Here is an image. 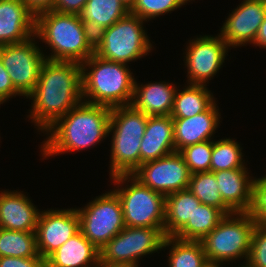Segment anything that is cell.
<instances>
[{"label": "cell", "instance_id": "obj_37", "mask_svg": "<svg viewBox=\"0 0 266 267\" xmlns=\"http://www.w3.org/2000/svg\"><path fill=\"white\" fill-rule=\"evenodd\" d=\"M87 0H56L53 11L80 15Z\"/></svg>", "mask_w": 266, "mask_h": 267}, {"label": "cell", "instance_id": "obj_18", "mask_svg": "<svg viewBox=\"0 0 266 267\" xmlns=\"http://www.w3.org/2000/svg\"><path fill=\"white\" fill-rule=\"evenodd\" d=\"M40 210L21 191L0 193V228L36 232Z\"/></svg>", "mask_w": 266, "mask_h": 267}, {"label": "cell", "instance_id": "obj_7", "mask_svg": "<svg viewBox=\"0 0 266 267\" xmlns=\"http://www.w3.org/2000/svg\"><path fill=\"white\" fill-rule=\"evenodd\" d=\"M144 20L130 12L95 36V54L109 61L127 63L146 56L152 44Z\"/></svg>", "mask_w": 266, "mask_h": 267}, {"label": "cell", "instance_id": "obj_30", "mask_svg": "<svg viewBox=\"0 0 266 267\" xmlns=\"http://www.w3.org/2000/svg\"><path fill=\"white\" fill-rule=\"evenodd\" d=\"M233 139L224 138L213 141L211 172L230 169H247L243 160L242 148Z\"/></svg>", "mask_w": 266, "mask_h": 267}, {"label": "cell", "instance_id": "obj_32", "mask_svg": "<svg viewBox=\"0 0 266 267\" xmlns=\"http://www.w3.org/2000/svg\"><path fill=\"white\" fill-rule=\"evenodd\" d=\"M187 1L190 2V0H136L130 13L137 15L145 22L159 17V15L171 13V11L185 5Z\"/></svg>", "mask_w": 266, "mask_h": 267}, {"label": "cell", "instance_id": "obj_11", "mask_svg": "<svg viewBox=\"0 0 266 267\" xmlns=\"http://www.w3.org/2000/svg\"><path fill=\"white\" fill-rule=\"evenodd\" d=\"M34 38L0 46V58L7 69L14 88L27 97L38 82L41 67L46 61L44 52L36 45Z\"/></svg>", "mask_w": 266, "mask_h": 267}, {"label": "cell", "instance_id": "obj_35", "mask_svg": "<svg viewBox=\"0 0 266 267\" xmlns=\"http://www.w3.org/2000/svg\"><path fill=\"white\" fill-rule=\"evenodd\" d=\"M22 96L15 88L0 58V105L13 96Z\"/></svg>", "mask_w": 266, "mask_h": 267}, {"label": "cell", "instance_id": "obj_33", "mask_svg": "<svg viewBox=\"0 0 266 267\" xmlns=\"http://www.w3.org/2000/svg\"><path fill=\"white\" fill-rule=\"evenodd\" d=\"M247 213L257 224L266 226V175L255 178L252 184L251 204Z\"/></svg>", "mask_w": 266, "mask_h": 267}, {"label": "cell", "instance_id": "obj_23", "mask_svg": "<svg viewBox=\"0 0 266 267\" xmlns=\"http://www.w3.org/2000/svg\"><path fill=\"white\" fill-rule=\"evenodd\" d=\"M129 12L130 9L121 0H87L80 17L89 31L96 36Z\"/></svg>", "mask_w": 266, "mask_h": 267}, {"label": "cell", "instance_id": "obj_17", "mask_svg": "<svg viewBox=\"0 0 266 267\" xmlns=\"http://www.w3.org/2000/svg\"><path fill=\"white\" fill-rule=\"evenodd\" d=\"M219 108L214 102L206 111L188 118H173L175 151L211 140L220 124Z\"/></svg>", "mask_w": 266, "mask_h": 267}, {"label": "cell", "instance_id": "obj_27", "mask_svg": "<svg viewBox=\"0 0 266 267\" xmlns=\"http://www.w3.org/2000/svg\"><path fill=\"white\" fill-rule=\"evenodd\" d=\"M171 246L169 267H210L200 241L181 240L174 236L165 239L163 248Z\"/></svg>", "mask_w": 266, "mask_h": 267}, {"label": "cell", "instance_id": "obj_8", "mask_svg": "<svg viewBox=\"0 0 266 267\" xmlns=\"http://www.w3.org/2000/svg\"><path fill=\"white\" fill-rule=\"evenodd\" d=\"M110 179L114 181V185H118L113 191L121 202L126 227L164 228L165 196L163 194L143 185L132 174L116 175ZM128 182L130 185H127ZM124 183L125 188L122 187Z\"/></svg>", "mask_w": 266, "mask_h": 267}, {"label": "cell", "instance_id": "obj_40", "mask_svg": "<svg viewBox=\"0 0 266 267\" xmlns=\"http://www.w3.org/2000/svg\"><path fill=\"white\" fill-rule=\"evenodd\" d=\"M94 267H132L125 264L108 263L99 258L97 264Z\"/></svg>", "mask_w": 266, "mask_h": 267}, {"label": "cell", "instance_id": "obj_16", "mask_svg": "<svg viewBox=\"0 0 266 267\" xmlns=\"http://www.w3.org/2000/svg\"><path fill=\"white\" fill-rule=\"evenodd\" d=\"M35 23L36 16L21 0H0V46L34 37Z\"/></svg>", "mask_w": 266, "mask_h": 267}, {"label": "cell", "instance_id": "obj_29", "mask_svg": "<svg viewBox=\"0 0 266 267\" xmlns=\"http://www.w3.org/2000/svg\"><path fill=\"white\" fill-rule=\"evenodd\" d=\"M214 172L191 174L188 190L202 203L220 209L225 215L235 213L222 199Z\"/></svg>", "mask_w": 266, "mask_h": 267}, {"label": "cell", "instance_id": "obj_5", "mask_svg": "<svg viewBox=\"0 0 266 267\" xmlns=\"http://www.w3.org/2000/svg\"><path fill=\"white\" fill-rule=\"evenodd\" d=\"M147 122L148 115L132 105L111 108V177L132 174L140 166V143Z\"/></svg>", "mask_w": 266, "mask_h": 267}, {"label": "cell", "instance_id": "obj_13", "mask_svg": "<svg viewBox=\"0 0 266 267\" xmlns=\"http://www.w3.org/2000/svg\"><path fill=\"white\" fill-rule=\"evenodd\" d=\"M186 49L187 84L207 85L222 68L230 48L220 35H205L189 40Z\"/></svg>", "mask_w": 266, "mask_h": 267}, {"label": "cell", "instance_id": "obj_19", "mask_svg": "<svg viewBox=\"0 0 266 267\" xmlns=\"http://www.w3.org/2000/svg\"><path fill=\"white\" fill-rule=\"evenodd\" d=\"M173 130L174 122L170 115L148 116L140 143V165L176 152Z\"/></svg>", "mask_w": 266, "mask_h": 267}, {"label": "cell", "instance_id": "obj_1", "mask_svg": "<svg viewBox=\"0 0 266 267\" xmlns=\"http://www.w3.org/2000/svg\"><path fill=\"white\" fill-rule=\"evenodd\" d=\"M26 98L33 100L28 117L44 132L83 102L81 63L46 59L34 90Z\"/></svg>", "mask_w": 266, "mask_h": 267}, {"label": "cell", "instance_id": "obj_38", "mask_svg": "<svg viewBox=\"0 0 266 267\" xmlns=\"http://www.w3.org/2000/svg\"><path fill=\"white\" fill-rule=\"evenodd\" d=\"M33 13L38 15L41 12L52 10L56 0H21Z\"/></svg>", "mask_w": 266, "mask_h": 267}, {"label": "cell", "instance_id": "obj_20", "mask_svg": "<svg viewBox=\"0 0 266 267\" xmlns=\"http://www.w3.org/2000/svg\"><path fill=\"white\" fill-rule=\"evenodd\" d=\"M176 90L169 82L139 85L135 80L131 105L148 116H167L171 114Z\"/></svg>", "mask_w": 266, "mask_h": 267}, {"label": "cell", "instance_id": "obj_21", "mask_svg": "<svg viewBox=\"0 0 266 267\" xmlns=\"http://www.w3.org/2000/svg\"><path fill=\"white\" fill-rule=\"evenodd\" d=\"M247 171L248 169H230L214 172L223 201L235 213L247 212L250 208L255 178L249 177Z\"/></svg>", "mask_w": 266, "mask_h": 267}, {"label": "cell", "instance_id": "obj_6", "mask_svg": "<svg viewBox=\"0 0 266 267\" xmlns=\"http://www.w3.org/2000/svg\"><path fill=\"white\" fill-rule=\"evenodd\" d=\"M236 216V217H235ZM256 221L247 212L226 215L200 242L210 266L249 256L252 234Z\"/></svg>", "mask_w": 266, "mask_h": 267}, {"label": "cell", "instance_id": "obj_10", "mask_svg": "<svg viewBox=\"0 0 266 267\" xmlns=\"http://www.w3.org/2000/svg\"><path fill=\"white\" fill-rule=\"evenodd\" d=\"M164 228L125 227L100 250V259L108 263L138 267L141 257L163 249Z\"/></svg>", "mask_w": 266, "mask_h": 267}, {"label": "cell", "instance_id": "obj_26", "mask_svg": "<svg viewBox=\"0 0 266 267\" xmlns=\"http://www.w3.org/2000/svg\"><path fill=\"white\" fill-rule=\"evenodd\" d=\"M225 216L220 209L201 203L174 237L181 240L201 241Z\"/></svg>", "mask_w": 266, "mask_h": 267}, {"label": "cell", "instance_id": "obj_22", "mask_svg": "<svg viewBox=\"0 0 266 267\" xmlns=\"http://www.w3.org/2000/svg\"><path fill=\"white\" fill-rule=\"evenodd\" d=\"M100 251L81 231L71 237L46 260V267H94Z\"/></svg>", "mask_w": 266, "mask_h": 267}, {"label": "cell", "instance_id": "obj_2", "mask_svg": "<svg viewBox=\"0 0 266 267\" xmlns=\"http://www.w3.org/2000/svg\"><path fill=\"white\" fill-rule=\"evenodd\" d=\"M111 108L81 102L45 130L42 157L85 150L109 136Z\"/></svg>", "mask_w": 266, "mask_h": 267}, {"label": "cell", "instance_id": "obj_12", "mask_svg": "<svg viewBox=\"0 0 266 267\" xmlns=\"http://www.w3.org/2000/svg\"><path fill=\"white\" fill-rule=\"evenodd\" d=\"M132 175L143 185L164 196L188 188L191 172L179 152L147 161Z\"/></svg>", "mask_w": 266, "mask_h": 267}, {"label": "cell", "instance_id": "obj_24", "mask_svg": "<svg viewBox=\"0 0 266 267\" xmlns=\"http://www.w3.org/2000/svg\"><path fill=\"white\" fill-rule=\"evenodd\" d=\"M201 202L187 189L165 196L166 236H174L192 217Z\"/></svg>", "mask_w": 266, "mask_h": 267}, {"label": "cell", "instance_id": "obj_42", "mask_svg": "<svg viewBox=\"0 0 266 267\" xmlns=\"http://www.w3.org/2000/svg\"><path fill=\"white\" fill-rule=\"evenodd\" d=\"M241 267H250V266L247 263H245L244 265H241Z\"/></svg>", "mask_w": 266, "mask_h": 267}, {"label": "cell", "instance_id": "obj_15", "mask_svg": "<svg viewBox=\"0 0 266 267\" xmlns=\"http://www.w3.org/2000/svg\"><path fill=\"white\" fill-rule=\"evenodd\" d=\"M223 23L220 36L231 47L254 44L261 23L266 16L264 0H243Z\"/></svg>", "mask_w": 266, "mask_h": 267}, {"label": "cell", "instance_id": "obj_28", "mask_svg": "<svg viewBox=\"0 0 266 267\" xmlns=\"http://www.w3.org/2000/svg\"><path fill=\"white\" fill-rule=\"evenodd\" d=\"M0 257H41L37 251L36 232L0 228Z\"/></svg>", "mask_w": 266, "mask_h": 267}, {"label": "cell", "instance_id": "obj_36", "mask_svg": "<svg viewBox=\"0 0 266 267\" xmlns=\"http://www.w3.org/2000/svg\"><path fill=\"white\" fill-rule=\"evenodd\" d=\"M0 267H46L41 257H0Z\"/></svg>", "mask_w": 266, "mask_h": 267}, {"label": "cell", "instance_id": "obj_34", "mask_svg": "<svg viewBox=\"0 0 266 267\" xmlns=\"http://www.w3.org/2000/svg\"><path fill=\"white\" fill-rule=\"evenodd\" d=\"M250 267H266V226L256 224L246 262Z\"/></svg>", "mask_w": 266, "mask_h": 267}, {"label": "cell", "instance_id": "obj_31", "mask_svg": "<svg viewBox=\"0 0 266 267\" xmlns=\"http://www.w3.org/2000/svg\"><path fill=\"white\" fill-rule=\"evenodd\" d=\"M213 140L187 146L179 153L183 156L191 174L211 171Z\"/></svg>", "mask_w": 266, "mask_h": 267}, {"label": "cell", "instance_id": "obj_4", "mask_svg": "<svg viewBox=\"0 0 266 267\" xmlns=\"http://www.w3.org/2000/svg\"><path fill=\"white\" fill-rule=\"evenodd\" d=\"M81 68L83 102L110 108L131 105L135 78L129 66L94 53L81 63Z\"/></svg>", "mask_w": 266, "mask_h": 267}, {"label": "cell", "instance_id": "obj_3", "mask_svg": "<svg viewBox=\"0 0 266 267\" xmlns=\"http://www.w3.org/2000/svg\"><path fill=\"white\" fill-rule=\"evenodd\" d=\"M35 37L51 49V61L82 63L95 53V36L80 15L48 10L36 15Z\"/></svg>", "mask_w": 266, "mask_h": 267}, {"label": "cell", "instance_id": "obj_41", "mask_svg": "<svg viewBox=\"0 0 266 267\" xmlns=\"http://www.w3.org/2000/svg\"><path fill=\"white\" fill-rule=\"evenodd\" d=\"M123 2V4L128 7L129 9L132 8V6L134 5V3L136 2V0H121Z\"/></svg>", "mask_w": 266, "mask_h": 267}, {"label": "cell", "instance_id": "obj_14", "mask_svg": "<svg viewBox=\"0 0 266 267\" xmlns=\"http://www.w3.org/2000/svg\"><path fill=\"white\" fill-rule=\"evenodd\" d=\"M79 231L80 219L76 208L40 211L36 229L38 254L46 260Z\"/></svg>", "mask_w": 266, "mask_h": 267}, {"label": "cell", "instance_id": "obj_9", "mask_svg": "<svg viewBox=\"0 0 266 267\" xmlns=\"http://www.w3.org/2000/svg\"><path fill=\"white\" fill-rule=\"evenodd\" d=\"M76 210L80 231L99 251L126 227L122 205L114 191L103 193Z\"/></svg>", "mask_w": 266, "mask_h": 267}, {"label": "cell", "instance_id": "obj_39", "mask_svg": "<svg viewBox=\"0 0 266 267\" xmlns=\"http://www.w3.org/2000/svg\"><path fill=\"white\" fill-rule=\"evenodd\" d=\"M254 45H257L260 48H266V16L259 27L258 33L254 40Z\"/></svg>", "mask_w": 266, "mask_h": 267}, {"label": "cell", "instance_id": "obj_25", "mask_svg": "<svg viewBox=\"0 0 266 267\" xmlns=\"http://www.w3.org/2000/svg\"><path fill=\"white\" fill-rule=\"evenodd\" d=\"M206 86L189 84L181 91L177 88L170 116L188 118L206 111L215 102L213 93Z\"/></svg>", "mask_w": 266, "mask_h": 267}]
</instances>
